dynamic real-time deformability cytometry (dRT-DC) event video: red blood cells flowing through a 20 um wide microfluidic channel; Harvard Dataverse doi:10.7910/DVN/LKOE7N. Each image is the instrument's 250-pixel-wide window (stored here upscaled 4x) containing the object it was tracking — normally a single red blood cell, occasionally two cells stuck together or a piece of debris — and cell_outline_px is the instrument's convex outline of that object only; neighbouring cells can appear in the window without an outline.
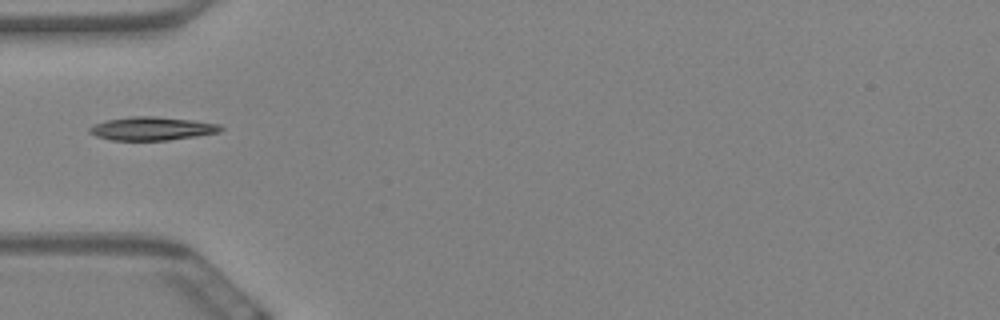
{"species": "Egyptian fruit bat (a non-hibernating species)", "species_latin": "Rousettus aegyptiacus", "temperature_condition": "warm", "stored_images_in_passage": 41, "camera_frame_rate_fps": 3000, "um_per_image_px": 0.085, "animal": {"sex": "female"}, "frame": {"image": 1, "passage_image": 1, "time_ms": 0.0, "image_size_px": [1000, 320], "cell_outline_px": [[224, 128], [220, 132], [196, 136], [168, 140], [112, 140], [96, 136], [88, 132], [88, 128], [96, 124], [108, 120], [132, 116], [152, 116], [192, 120], [220, 124]], "centroid_in_image_um": [12.94, 10.93], "position_along_channel_um": 72.1, "area_um2": 17.74}}
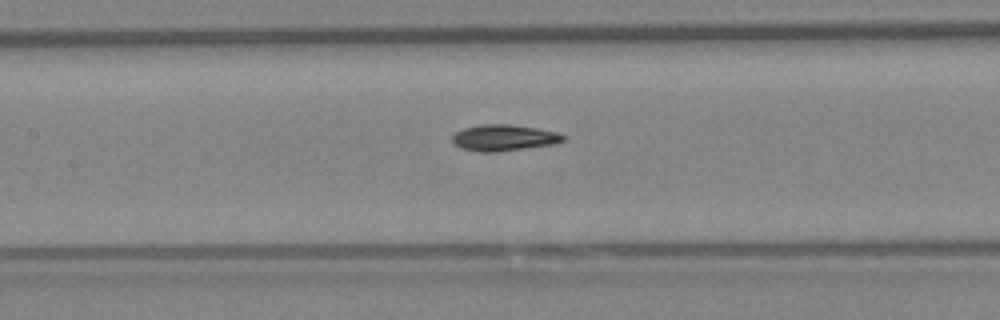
{"frame": {"image": 2, "passage_image": 9, "time_ms": 2.667, "image_size_px": [1000, 320], "cell_outline_px": [[564, 140], [556, 144], [496, 152], [480, 152], [460, 148], [452, 140], [452, 136], [456, 132], [464, 128], [480, 124], [508, 124], [536, 128], [560, 132], [564, 136]], "centroid_in_image_um": [42.84, 11.71], "position_along_channel_um": 164.6, "area_um2": 16.99}}
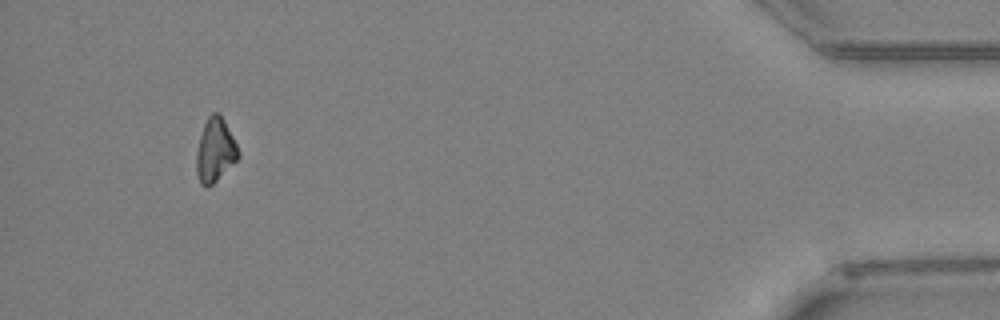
{"frame": {"image": 3, "passage_image": 37, "time_ms": 12.0, "image_size_px": [1000, 320], "cell_outline_px": [[240, 156], [212, 184], [200, 184], [196, 172], [196, 152], [200, 136], [204, 124], [208, 116], [212, 112], [220, 112], [240, 152]], "centroid_in_image_um": [18.27, 12.72], "position_along_channel_um": 416.9, "area_um2": 15.26}}